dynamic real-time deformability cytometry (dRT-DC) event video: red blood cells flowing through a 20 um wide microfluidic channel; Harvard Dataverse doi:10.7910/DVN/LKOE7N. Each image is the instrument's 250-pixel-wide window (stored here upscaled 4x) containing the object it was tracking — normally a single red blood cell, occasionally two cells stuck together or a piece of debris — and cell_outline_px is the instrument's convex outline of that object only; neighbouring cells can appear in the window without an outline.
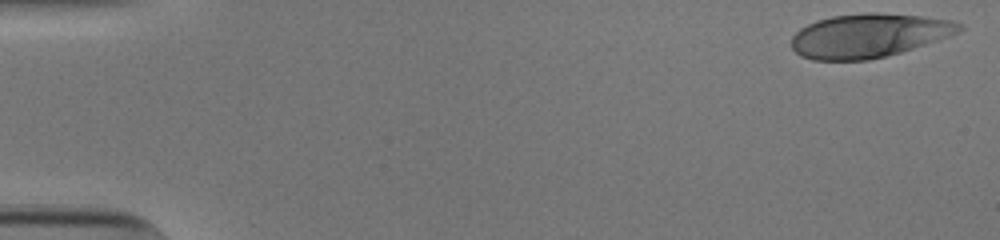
{"species": "human", "species_latin": "Homo sapiens", "temperature_condition": "cold", "stored_images_in_passage": 43, "camera_frame_rate_fps": 3000, "um_per_image_px": 0.085, "donor": {"sex": "male"}, "frame": {"image": 1, "passage_image": 1, "time_ms": 0.0, "image_size_px": [1000, 240], "cell_outline_px": [[964, 28], [948, 36], [900, 52], [868, 60], [812, 60], [800, 56], [792, 48], [792, 36], [800, 28], [816, 20], [832, 16], [924, 16], [952, 20], [964, 24]], "centroid_in_image_um": [73.8, 3.07], "position_along_channel_um": 11.2, "area_um2": 41.33}}
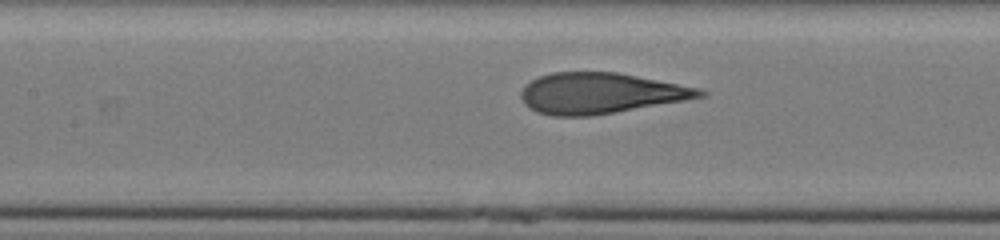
{"frame": {"image": 2, "passage_image": 24, "time_ms": 7.667, "image_size_px": [1000, 240], "cell_outline_px": [[708, 96], [592, 116], [552, 116], [536, 112], [524, 104], [520, 96], [520, 92], [524, 84], [540, 76], [552, 72], [616, 72], [700, 88], [708, 92]], "centroid_in_image_um": [51.01, 7.93], "position_along_channel_um": 156.4, "area_um2": 42.54}}
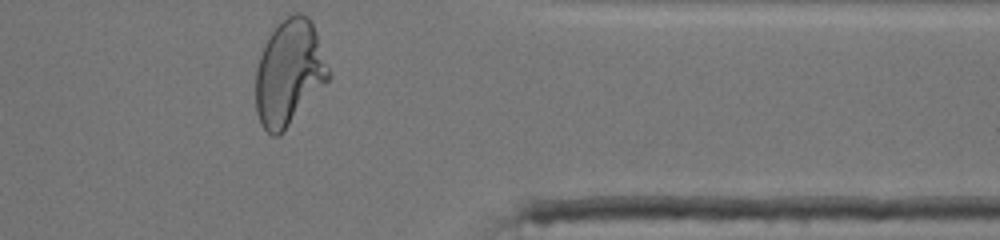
{"frame": {"image": 3, "passage_image": 43, "time_ms": 14.0, "image_size_px": [1000, 240], "cell_outline_px": [[328, 80], [280, 136], [272, 136], [260, 124], [256, 112], [256, 68], [264, 44], [268, 36], [276, 24], [292, 12], [300, 12], [308, 16], [316, 32], [328, 68]], "centroid_in_image_um": [24.54, 6.17], "position_along_channel_um": 386.9, "area_um2": 44.56}, "authors_computed_cell_mechanics": {"area_um2": 43.1188, "velocity_mm_per_s": 3.8334, "shape_relaxation_time_tau1_ms": 4.424, "shape_relaxation_time_tau2_ms": null, "deformation_change_tau1": 0.2366, "deformation_change_tau2": null}}